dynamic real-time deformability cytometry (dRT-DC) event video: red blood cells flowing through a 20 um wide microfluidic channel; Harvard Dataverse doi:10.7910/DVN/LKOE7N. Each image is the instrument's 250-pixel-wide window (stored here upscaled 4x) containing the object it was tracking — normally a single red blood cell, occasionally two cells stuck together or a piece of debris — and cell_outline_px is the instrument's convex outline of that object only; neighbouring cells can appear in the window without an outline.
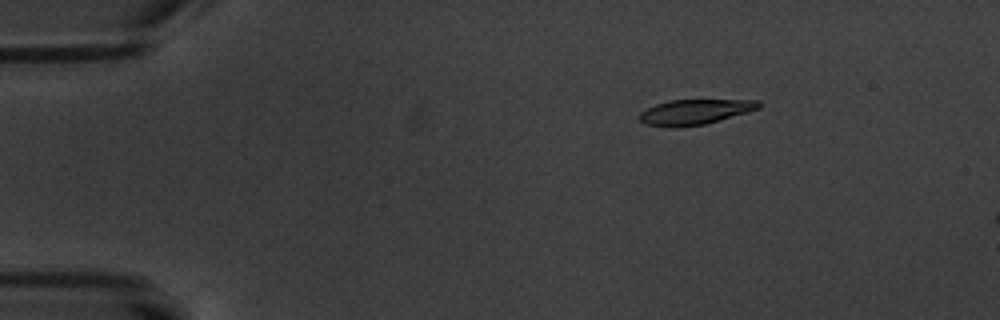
{"species": "common noctule bat (a hibernating species)", "species_latin": "Nyctalus noctula", "temperature_condition": "warm", "stored_images_in_passage": 5, "camera_frame_rate_fps": 3000, "um_per_image_px": 0.085, "animal": {"sex": "male", "body_mass_g": 20.1, "forearm_length_mm": 53.5}, "frame": {"image": 1, "passage_image": 3, "time_ms": 2.333, "image_size_px": [1000, 320], "cell_outline_px": [[764, 104], [760, 108], [748, 112], [720, 120], [704, 124], [676, 128], [672, 128], [644, 124], [636, 116], [640, 112], [656, 104], [668, 100], [760, 100]], "centroid_in_image_um": [59.06, 9.52], "position_along_channel_um": 25.9, "area_um2": 17.74}}